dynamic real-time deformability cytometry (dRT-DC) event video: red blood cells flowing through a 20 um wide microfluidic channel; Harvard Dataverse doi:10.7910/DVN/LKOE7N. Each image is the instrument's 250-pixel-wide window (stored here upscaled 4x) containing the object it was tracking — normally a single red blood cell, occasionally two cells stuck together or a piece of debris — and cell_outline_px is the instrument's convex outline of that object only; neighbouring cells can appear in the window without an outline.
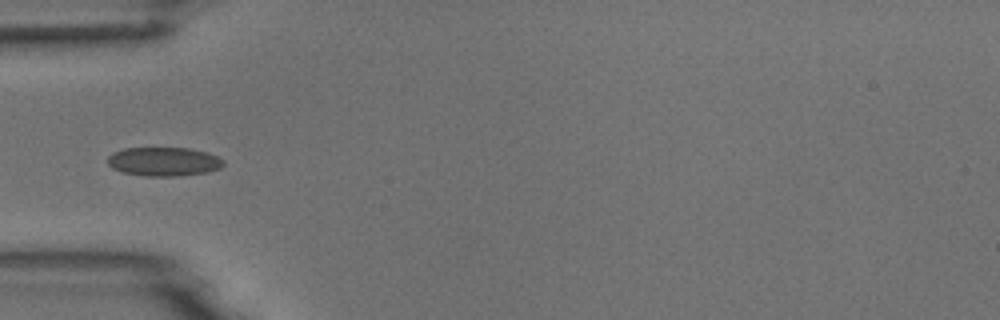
{"species": "common noctule bat (a hibernating species)", "species_latin": "Nyctalus noctula", "temperature_condition": "room temperature", "stored_images_in_passage": 23, "camera_frame_rate_fps": 3000, "um_per_image_px": 0.085, "animal": {"sex": "male", "body_mass_g": 18.8}, "frame": {"image": 1, "passage_image": 1, "time_ms": 0.0, "image_size_px": [1000, 320], "cell_outline_px": [[224, 164], [220, 168], [208, 172], [176, 176], [148, 176], [124, 172], [112, 168], [108, 164], [108, 156], [112, 152], [124, 148], [188, 148], [208, 152], [224, 160]], "centroid_in_image_um": [13.93, 13.73], "position_along_channel_um": 71.1, "area_um2": 19.48}}
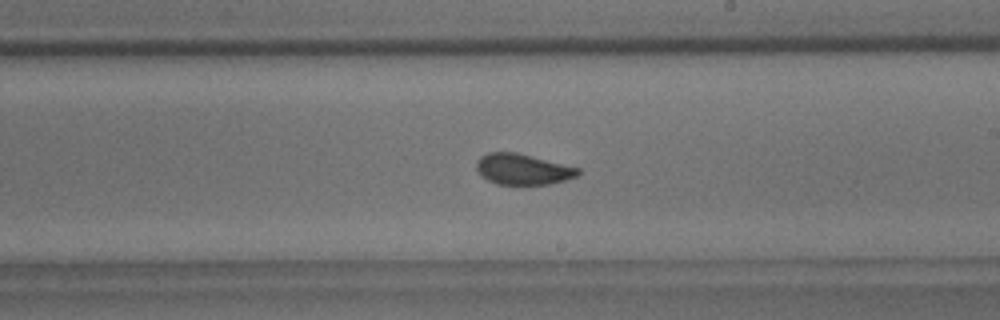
{"frame": {"image": 2, "passage_image": 15, "time_ms": 4.667, "image_size_px": [1000, 320], "cell_outline_px": [[580, 172], [576, 176], [564, 180], [548, 184], [496, 184], [480, 176], [476, 168], [476, 160], [480, 156], [488, 152], [516, 152], [580, 168]], "centroid_in_image_um": [44.38, 14.38], "position_along_channel_um": 244.6, "area_um2": 18.21}}
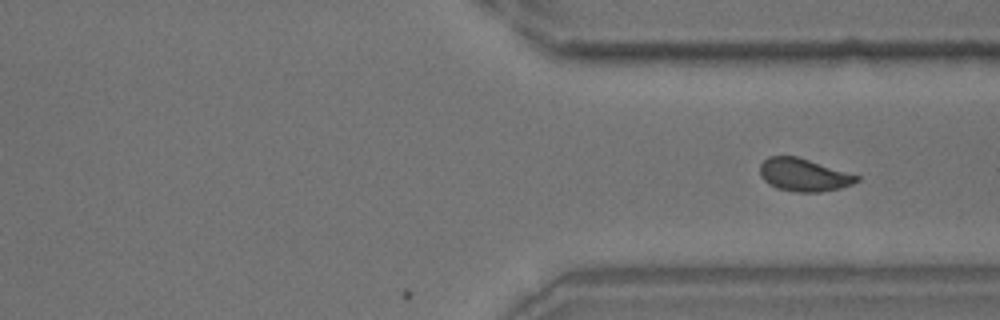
{"frame": {"image": 3, "passage_image": 23, "time_ms": 7.333, "image_size_px": [1000, 320], "cell_outline_px": [[860, 180], [852, 184], [840, 188], [820, 192], [796, 192], [776, 188], [768, 184], [760, 176], [760, 164], [768, 156], [796, 156], [860, 176]], "centroid_in_image_um": [68.29, 14.87], "position_along_channel_um": 343.1, "area_um2": 18.44}}